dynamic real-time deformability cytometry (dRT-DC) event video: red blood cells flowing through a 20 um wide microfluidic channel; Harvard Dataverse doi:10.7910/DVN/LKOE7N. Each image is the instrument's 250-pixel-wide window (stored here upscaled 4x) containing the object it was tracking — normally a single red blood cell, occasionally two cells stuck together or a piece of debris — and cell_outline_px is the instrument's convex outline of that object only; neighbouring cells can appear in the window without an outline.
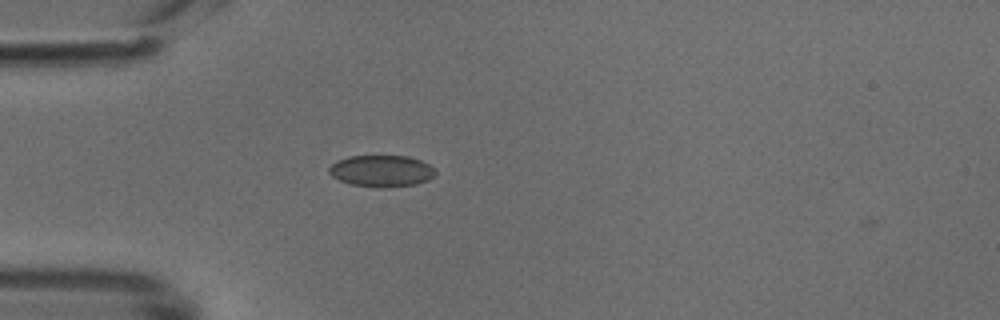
{"species": "common noctule bat (a hibernating species)", "species_latin": "Nyctalus noctula", "temperature_condition": "cold", "stored_images_in_passage": 3, "camera_frame_rate_fps": 3000, "um_per_image_px": 0.085, "animal": {"sex": "male", "body_mass_g": 18.8}, "frame": {"image": 1, "passage_image": 2, "time_ms": 0.333, "image_size_px": [1000, 320], "cell_outline_px": [[436, 172], [428, 180], [416, 184], [388, 188], [380, 188], [352, 184], [340, 180], [332, 176], [328, 172], [328, 168], [336, 160], [348, 156], [408, 156], [420, 160], [428, 164]], "centroid_in_image_um": [32.4, 14.53], "position_along_channel_um": 52.6, "area_um2": 19.59}}